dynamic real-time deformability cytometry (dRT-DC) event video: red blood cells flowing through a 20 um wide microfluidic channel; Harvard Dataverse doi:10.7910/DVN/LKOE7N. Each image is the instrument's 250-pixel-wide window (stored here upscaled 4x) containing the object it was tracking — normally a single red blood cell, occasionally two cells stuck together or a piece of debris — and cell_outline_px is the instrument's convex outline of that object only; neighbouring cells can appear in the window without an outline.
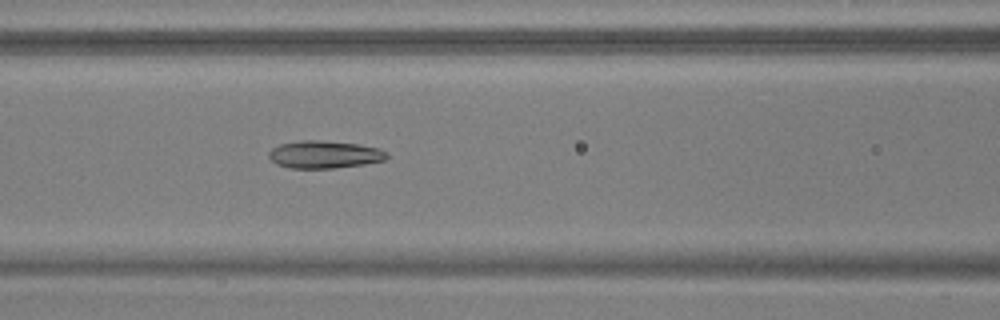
{"species": "common noctule bat (a hibernating species)", "species_latin": "Nyctalus noctula", "temperature_condition": "warm", "stored_images_in_passage": 41, "camera_frame_rate_fps": 3000, "um_per_image_px": 0.085, "animal": {"sex": "male", "body_mass_g": 17.9, "forearm_length_mm": 54.2}, "frame": {"image": 1, "passage_image": 11, "time_ms": 3.333, "image_size_px": [1000, 320], "cell_outline_px": [[388, 156], [384, 160], [364, 164], [332, 168], [292, 168], [276, 164], [268, 156], [268, 152], [272, 148], [280, 144], [300, 140], [320, 140], [360, 144], [380, 148], [388, 152]], "centroid_in_image_um": [27.58, 13.12], "position_along_channel_um": 139.0, "area_um2": 19.02}}
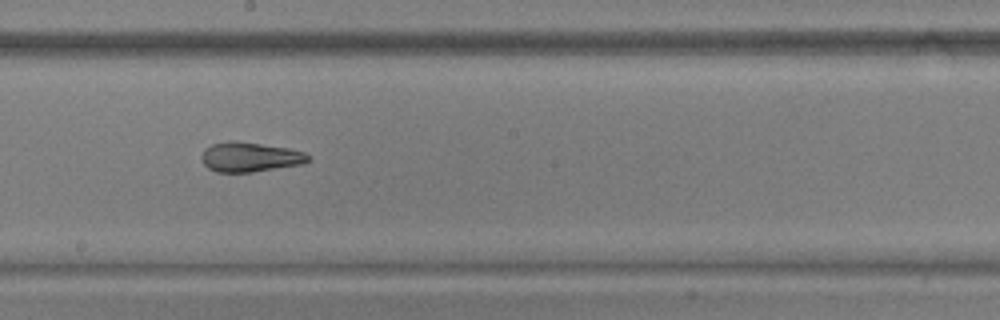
{"frame": {"image": 2, "passage_image": 18, "time_ms": 5.667, "image_size_px": [1000, 320], "cell_outline_px": [[312, 156], [308, 160], [300, 164], [252, 172], [216, 172], [208, 168], [200, 160], [200, 156], [204, 148], [212, 144], [228, 140], [236, 140], [288, 148], [304, 152]], "centroid_in_image_um": [21.18, 13.33], "position_along_channel_um": 227.0, "area_um2": 18.55}}
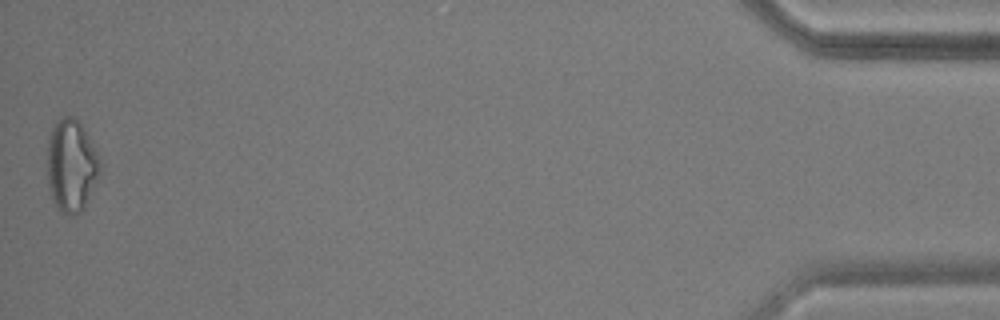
{"frame": {"image": 3, "passage_image": 41, "time_ms": 13.333, "image_size_px": [1000, 320], "cell_outline_px": [[104, 164], [84, 208], [76, 216], [68, 216], [60, 212], [52, 200], [48, 184], [48, 136], [56, 120], [60, 116], [76, 116]], "centroid_in_image_um": [6.08, 14.08], "position_along_channel_um": 429.1, "area_um2": 28.9}, "authors_computed_cell_mechanics": {"area_um2": 19.363, "velocity_mm_per_s": 3.7732, "shape_relaxation_time_tau1_ms": null, "shape_relaxation_time_tau2_ms": 2.3832, "deformation_change_tau1": null, "deformation_change_tau2": 0.1033}}